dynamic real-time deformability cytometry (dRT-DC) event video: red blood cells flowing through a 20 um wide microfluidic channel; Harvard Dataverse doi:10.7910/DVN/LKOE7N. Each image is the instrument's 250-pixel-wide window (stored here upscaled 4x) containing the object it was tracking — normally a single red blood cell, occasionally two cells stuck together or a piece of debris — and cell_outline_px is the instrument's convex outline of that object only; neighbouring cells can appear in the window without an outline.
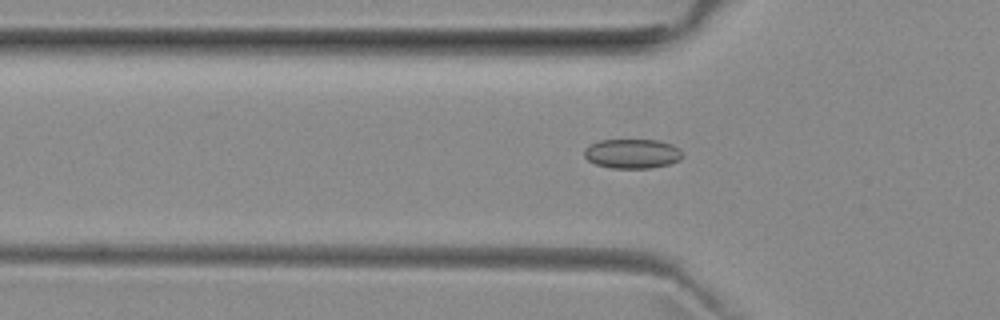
{"species": "common noctule bat (a hibernating species)", "species_latin": "Nyctalus noctula", "temperature_condition": "room temperature", "stored_images_in_passage": 39, "camera_frame_rate_fps": 3000, "um_per_image_px": 0.085, "animal": {"sex": "female", "body_mass_g": 29.2, "forearm_length_mm": 56.3}, "frame": {"image": 1, "passage_image": 4, "time_ms": 1.0, "image_size_px": [1000, 320], "cell_outline_px": [[684, 156], [680, 160], [668, 164], [648, 168], [612, 168], [596, 164], [588, 160], [584, 156], [584, 148], [600, 140], [656, 140], [672, 144], [680, 148]], "centroid_in_image_um": [53.76, 13.06], "position_along_channel_um": 72.0, "area_um2": 16.88}}
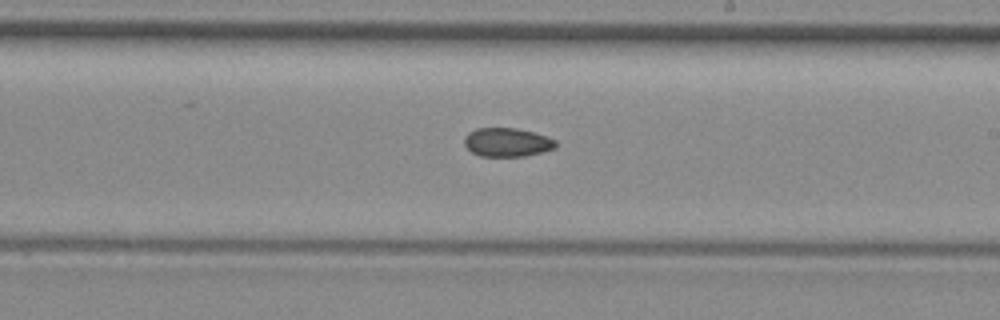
{"frame": {"image": 2, "passage_image": 17, "time_ms": 5.333, "image_size_px": [1000, 320], "cell_outline_px": [[556, 148], [524, 156], [480, 156], [472, 152], [464, 144], [464, 136], [468, 132], [476, 128], [516, 128], [532, 132], [556, 140]], "centroid_in_image_um": [43.07, 12.09], "position_along_channel_um": 245.9, "area_um2": 15.2}}
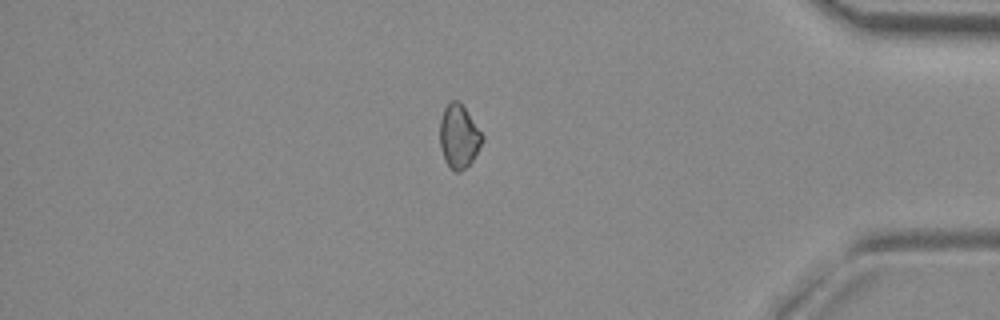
{"frame": {"image": 3, "passage_image": 31, "time_ms": 10.0, "image_size_px": [1000, 320], "cell_outline_px": [[484, 140], [472, 160], [460, 172], [456, 172], [444, 160], [440, 148], [440, 120], [444, 108], [452, 100], [460, 100], [484, 136]], "centroid_in_image_um": [39.0, 11.56], "position_along_channel_um": 396.2, "area_um2": 15.66}}